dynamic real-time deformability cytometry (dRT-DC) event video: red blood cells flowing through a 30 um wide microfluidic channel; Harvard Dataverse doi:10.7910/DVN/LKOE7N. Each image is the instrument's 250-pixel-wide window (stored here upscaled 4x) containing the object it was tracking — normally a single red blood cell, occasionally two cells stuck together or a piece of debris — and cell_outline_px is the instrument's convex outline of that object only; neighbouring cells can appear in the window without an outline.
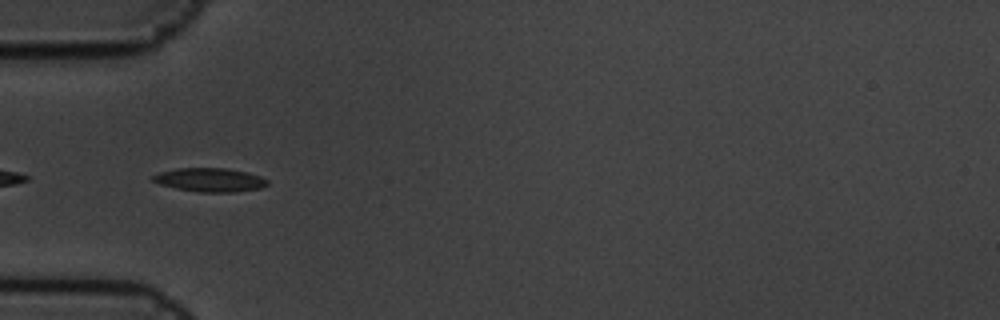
{"species": "common noctule bat (a hibernating species)", "species_latin": "Nyctalus noctula", "temperature_condition": "cold", "stored_images_in_passage": 6, "segment_of_instrument_passage": [2, 2], "camera_frame_rate_fps": 3000, "um_per_image_px": 0.085, "animal": {"sex": "male", "body_mass_g": 19.5, "forearm_length_mm": 54.6}, "frame": {"image": 1, "passage_image": 5, "time_ms": 1.333, "image_size_px": [1000, 320], "cell_outline_px": [[268, 184], [260, 188], [236, 192], [200, 192], [176, 188], [160, 184], [152, 180], [148, 176], [160, 172], [176, 168], [224, 168], [248, 172], [260, 176], [268, 180]], "centroid_in_image_um": [17.82, 15.28], "position_along_channel_um": 67.2, "area_um2": 15.9}}
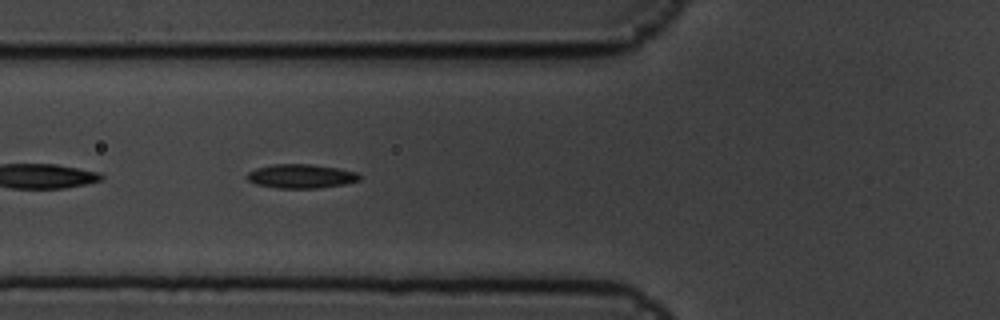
{"frame": {"image": 2, "passage_image": 6, "time_ms": 1.667, "image_size_px": [1000, 320], "cell_outline_px": [[360, 180], [344, 184], [320, 188], [276, 188], [256, 184], [248, 180], [244, 176], [248, 172], [256, 168], [272, 164], [312, 164], [336, 168], [356, 172], [360, 176]], "centroid_in_image_um": [25.54, 14.98], "position_along_channel_um": 100.3, "area_um2": 15.78}}